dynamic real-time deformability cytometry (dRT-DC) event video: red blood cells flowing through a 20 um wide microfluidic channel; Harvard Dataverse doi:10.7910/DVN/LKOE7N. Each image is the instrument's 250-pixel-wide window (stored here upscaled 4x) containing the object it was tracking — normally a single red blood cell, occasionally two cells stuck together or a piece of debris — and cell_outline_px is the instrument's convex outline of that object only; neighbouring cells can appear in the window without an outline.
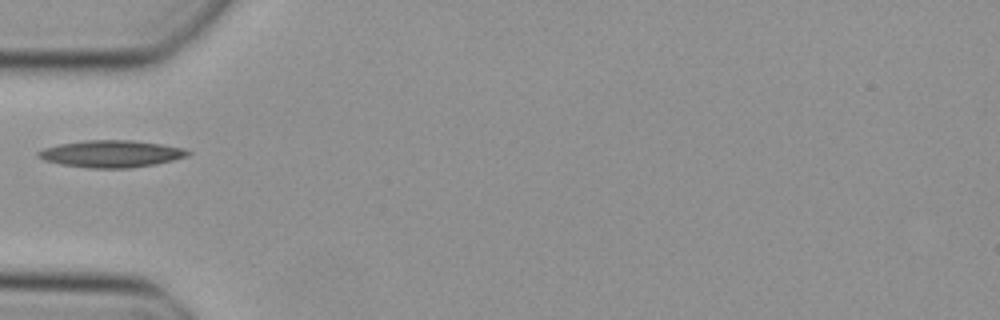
{"species": "Egyptian fruit bat (a non-hibernating species)", "species_latin": "Rousettus aegyptiacus", "temperature_condition": "cold", "stored_images_in_passage": 29, "camera_frame_rate_fps": 3000, "um_per_image_px": 0.085, "animal": {"sex": "female"}, "frame": {"image": 1, "passage_image": 1, "time_ms": 0.0, "image_size_px": [1000, 320], "cell_outline_px": [[192, 152], [188, 156], [156, 164], [128, 168], [88, 168], [60, 164], [44, 160], [36, 156], [36, 152], [44, 148], [60, 144], [84, 140], [132, 140], [160, 144], [184, 148]], "centroid_in_image_um": [9.44, 13.07], "position_along_channel_um": 75.6, "area_um2": 23.58}}
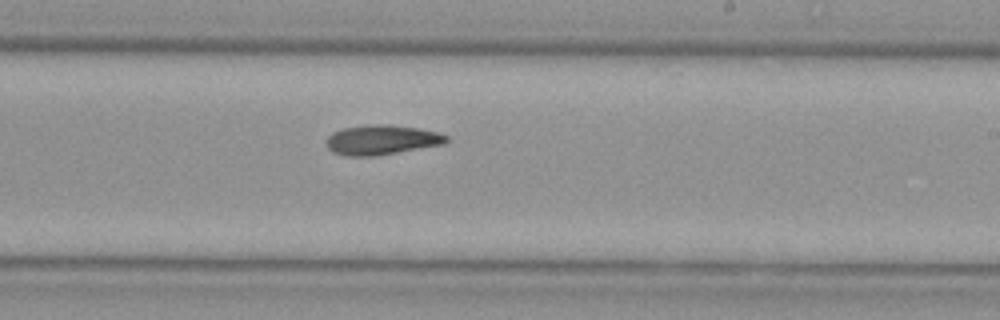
{"frame": {"image": 2, "passage_image": 14, "time_ms": 4.333, "image_size_px": [1000, 320], "cell_outline_px": [[448, 140], [444, 144], [376, 156], [344, 156], [332, 152], [328, 148], [328, 136], [332, 132], [344, 128], [368, 124], [392, 124], [420, 128], [440, 132], [448, 136]], "centroid_in_image_um": [32.47, 11.88], "position_along_channel_um": 256.5, "area_um2": 21.04}}
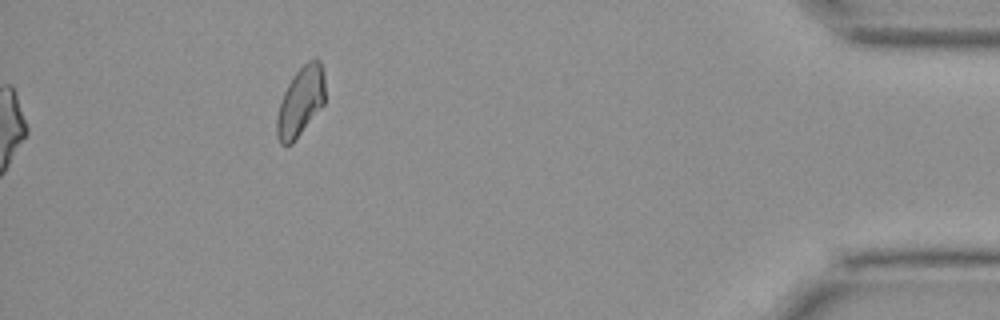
{"frame": {"image": 3, "passage_image": 29, "time_ms": 9.333, "image_size_px": [1000, 320], "cell_outline_px": [[324, 104], [292, 144], [280, 144], [276, 136], [276, 120], [280, 100], [292, 76], [308, 60], [316, 56], [320, 60], [324, 72]], "centroid_in_image_um": [25.54, 8.61], "position_along_channel_um": 409.7, "area_um2": 19.59}}